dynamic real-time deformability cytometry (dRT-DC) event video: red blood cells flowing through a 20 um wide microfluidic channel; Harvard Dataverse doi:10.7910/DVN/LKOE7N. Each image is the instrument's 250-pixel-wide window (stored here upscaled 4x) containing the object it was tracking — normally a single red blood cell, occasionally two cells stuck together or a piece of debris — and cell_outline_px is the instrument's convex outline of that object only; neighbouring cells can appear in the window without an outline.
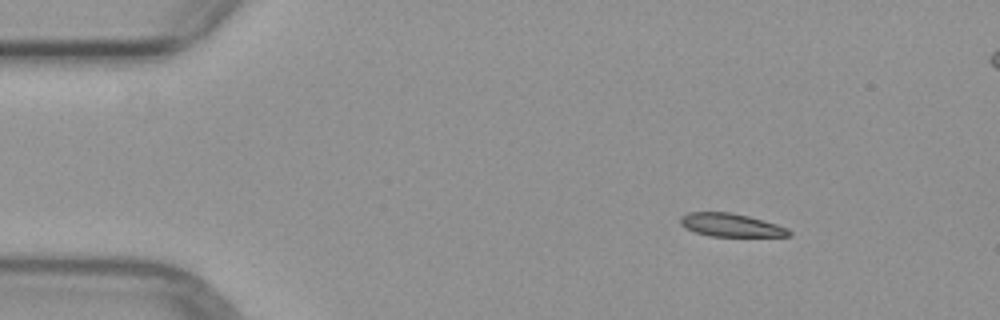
{"species": "common noctule bat (a hibernating species)", "species_latin": "Nyctalus noctula", "temperature_condition": "warm", "stored_images_in_passage": 4, "camera_frame_rate_fps": 3000, "um_per_image_px": 0.085, "animal": {"sex": "female", "body_mass_g": 29.2, "forearm_length_mm": 56.3}, "frame": {"image": 1, "passage_image": 2, "time_ms": 1.0, "image_size_px": [1000, 320], "cell_outline_px": [[792, 236], [708, 236], [684, 228], [680, 224], [680, 216], [688, 212], [728, 212], [748, 216], [776, 224], [788, 228], [792, 232]], "centroid_in_image_um": [62.1, 19.13], "position_along_channel_um": 22.9, "area_um2": 14.68}}